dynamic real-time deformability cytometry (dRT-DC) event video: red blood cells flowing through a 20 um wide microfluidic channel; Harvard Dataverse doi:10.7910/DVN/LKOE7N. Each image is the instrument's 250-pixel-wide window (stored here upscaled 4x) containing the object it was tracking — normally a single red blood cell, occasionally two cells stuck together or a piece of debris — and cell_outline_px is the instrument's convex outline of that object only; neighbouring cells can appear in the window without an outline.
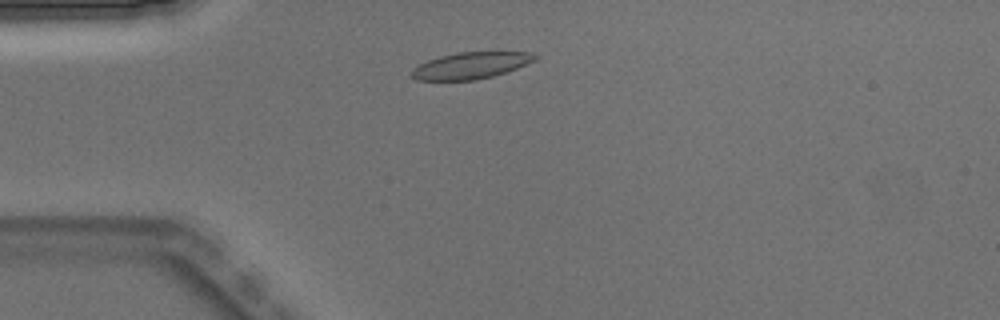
{"species": "Egyptian fruit bat (a non-hibernating species)", "species_latin": "Rousettus aegyptiacus", "temperature_condition": "warm", "stored_images_in_passage": 3, "camera_frame_rate_fps": 3000, "um_per_image_px": 0.085, "animal": {"sex": "male"}, "frame": {"image": 1, "passage_image": 2, "time_ms": 0.333, "image_size_px": [1000, 320], "cell_outline_px": [[540, 56], [536, 60], [516, 68], [492, 76], [476, 80], [416, 80], [412, 76], [412, 68], [428, 60], [440, 56], [460, 52], [532, 52]], "centroid_in_image_um": [40.03, 5.56], "position_along_channel_um": 45.0, "area_um2": 18.96}}